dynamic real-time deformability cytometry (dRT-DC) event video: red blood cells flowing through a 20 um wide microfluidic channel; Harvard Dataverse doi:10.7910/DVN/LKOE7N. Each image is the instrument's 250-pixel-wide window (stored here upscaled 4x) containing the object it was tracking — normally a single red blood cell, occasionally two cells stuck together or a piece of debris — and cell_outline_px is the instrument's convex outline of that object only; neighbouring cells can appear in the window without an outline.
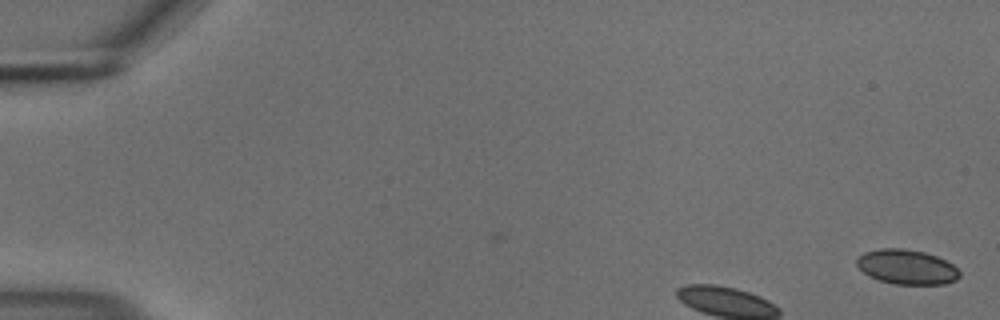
{"species": "common noctule bat (a hibernating species)", "species_latin": "Nyctalus noctula", "temperature_condition": "cold", "stored_images_in_passage": 10, "camera_frame_rate_fps": 3000, "um_per_image_px": 0.085, "animal": {"sex": "male", "body_mass_g": 18.8}, "frame": {"image": 1, "passage_image": 1, "time_ms": 0.0, "image_size_px": [1000, 320], "cell_outline_px": [[960, 276], [956, 280], [944, 284], [896, 284], [880, 280], [868, 276], [856, 264], [856, 260], [864, 252], [880, 248], [900, 248], [924, 252], [936, 256], [952, 264], [960, 272]], "centroid_in_image_um": [77.07, 22.69], "position_along_channel_um": 7.9, "area_um2": 20.63}}